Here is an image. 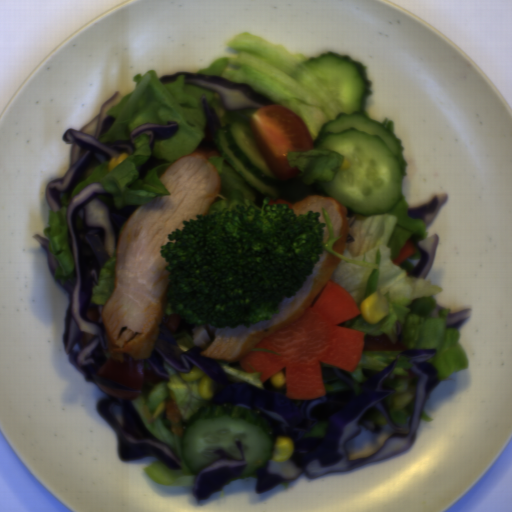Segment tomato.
<instances>
[{"instance_id":"da07e99c","label":"tomato","mask_w":512,"mask_h":512,"mask_svg":"<svg viewBox=\"0 0 512 512\" xmlns=\"http://www.w3.org/2000/svg\"><path fill=\"white\" fill-rule=\"evenodd\" d=\"M123 359L124 361L120 362L111 355L97 374L130 390H140L145 379V369L141 359H136L125 352Z\"/></svg>"},{"instance_id":"512abeb7","label":"tomato","mask_w":512,"mask_h":512,"mask_svg":"<svg viewBox=\"0 0 512 512\" xmlns=\"http://www.w3.org/2000/svg\"><path fill=\"white\" fill-rule=\"evenodd\" d=\"M249 124L255 146L269 170L278 179L297 176L300 169L289 163V151L314 149L301 117L282 105L268 104L253 112Z\"/></svg>"},{"instance_id":"269afe34","label":"tomato","mask_w":512,"mask_h":512,"mask_svg":"<svg viewBox=\"0 0 512 512\" xmlns=\"http://www.w3.org/2000/svg\"><path fill=\"white\" fill-rule=\"evenodd\" d=\"M97 387L100 389V391L106 395H108L110 398L119 400V401H132L139 397L140 393L138 392H130V391H123L114 389L108 386H105L103 384H100L97 382Z\"/></svg>"},{"instance_id":"590e3db6","label":"tomato","mask_w":512,"mask_h":512,"mask_svg":"<svg viewBox=\"0 0 512 512\" xmlns=\"http://www.w3.org/2000/svg\"><path fill=\"white\" fill-rule=\"evenodd\" d=\"M166 414L165 418L170 425V432L176 436L183 437L184 427L182 424V414L179 410L175 398L169 397L165 400Z\"/></svg>"}]
</instances>
